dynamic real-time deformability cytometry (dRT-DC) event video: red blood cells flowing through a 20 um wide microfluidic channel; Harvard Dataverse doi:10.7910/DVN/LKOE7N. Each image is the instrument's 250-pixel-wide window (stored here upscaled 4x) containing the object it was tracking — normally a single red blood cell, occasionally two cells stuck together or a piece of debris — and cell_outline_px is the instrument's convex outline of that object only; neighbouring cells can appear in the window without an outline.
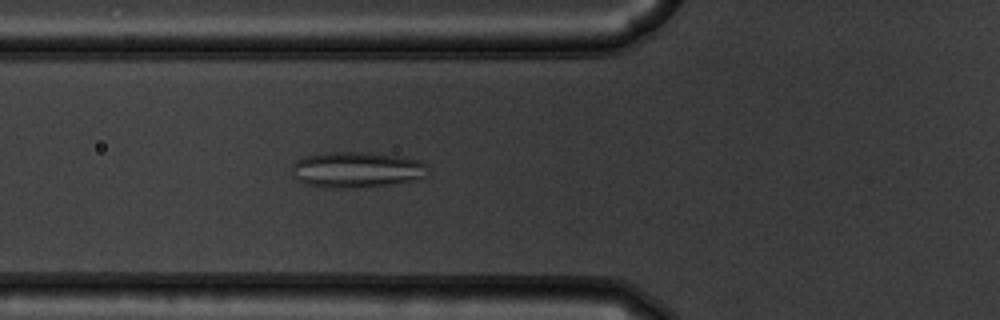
{"species": "common noctule bat (a hibernating species)", "species_latin": "Nyctalus noctula", "temperature_condition": "warm", "stored_images_in_passage": 50, "camera_frame_rate_fps": 3000, "um_per_image_px": 0.085, "animal": {"sex": "male", "body_mass_g": 19.5, "forearm_length_mm": 54.6}, "frame": {"image": 1, "passage_image": 20, "time_ms": 6.333, "image_size_px": [1000, 320], "cell_outline_px": [[428, 168], [424, 176], [420, 180], [392, 184], [356, 188], [328, 188], [304, 184], [296, 180], [292, 176], [292, 164], [296, 160], [304, 156], [324, 152], [368, 152], [400, 156], [420, 160], [428, 164]], "centroid_in_image_um": [30.31, 14.43], "position_along_channel_um": 95.5, "area_um2": 29.07}}
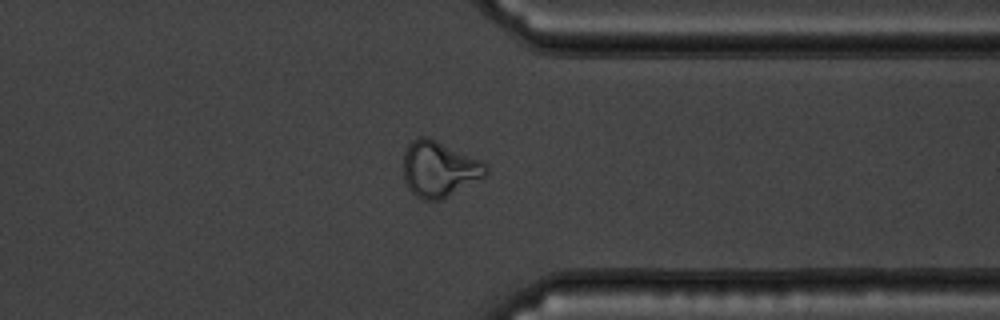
{"frame": {"image": 2, "passage_image": 42, "time_ms": 13.667, "image_size_px": [1000, 320], "cell_outline_px": [[488, 172], [484, 176], [448, 196], [440, 200], [424, 200], [416, 196], [412, 192], [404, 180], [404, 152], [408, 144], [412, 140], [420, 136], [428, 136], [480, 160], [488, 168]], "centroid_in_image_um": [37.29, 14.35], "position_along_channel_um": 374.1, "area_um2": 26.47}}
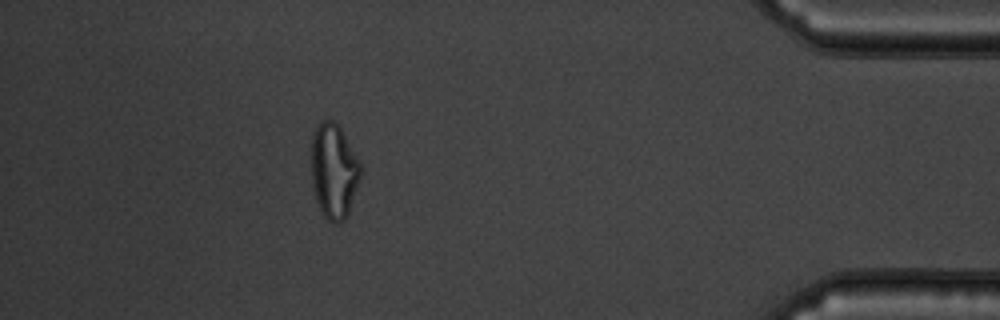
{"frame": {"image": 3, "passage_image": 48, "time_ms": 15.667, "image_size_px": [1000, 320], "cell_outline_px": [[360, 180], [348, 216], [344, 220], [336, 224], [328, 220], [324, 216], [316, 200], [312, 184], [312, 136], [316, 124], [320, 120], [332, 120], [340, 128], [360, 164]], "centroid_in_image_um": [28.37, 14.56], "position_along_channel_um": 406.8, "area_um2": 27.05}, "authors_computed_cell_mechanics": {"area_um2": 26.7614, "velocity_mm_per_s": 3.8275, "shape_relaxation_time_tau1_ms": null, "shape_relaxation_time_tau2_ms": 0.8718, "deformation_change_tau1": null, "deformation_change_tau2": 0.0887}}